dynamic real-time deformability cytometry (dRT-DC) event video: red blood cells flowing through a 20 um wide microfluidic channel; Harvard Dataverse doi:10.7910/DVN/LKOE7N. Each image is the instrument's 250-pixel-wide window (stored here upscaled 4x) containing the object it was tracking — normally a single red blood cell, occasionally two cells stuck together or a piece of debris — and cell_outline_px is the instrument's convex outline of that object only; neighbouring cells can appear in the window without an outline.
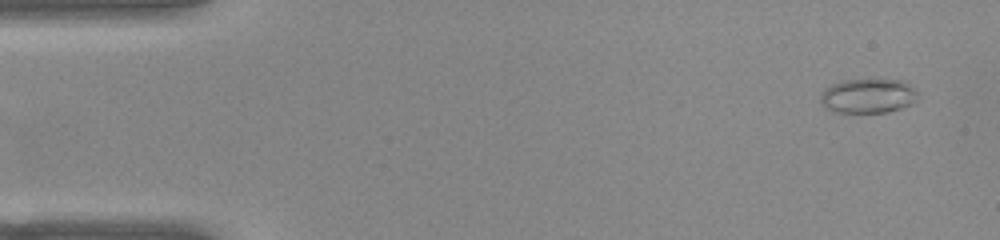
{"species": "common noctule bat (a hibernating species)", "species_latin": "Nyctalus noctula", "temperature_condition": "warm", "stored_images_in_passage": 52, "camera_frame_rate_fps": 3000, "um_per_image_px": 0.085, "animal": {"sex": "female", "body_mass_g": 22.0, "forearm_length_mm": 56.7}, "frame": {"image": 1, "passage_image": 3, "time_ms": 0.667, "image_size_px": [1000, 240], "cell_outline_px": [[916, 100], [912, 104], [888, 112], [836, 112], [824, 108], [820, 104], [820, 96], [824, 88], [832, 84], [844, 80], [872, 76], [904, 80], [912, 84], [916, 92]], "centroid_in_image_um": [73.79, 8.09], "position_along_channel_um": 11.2, "area_um2": 20.52}}
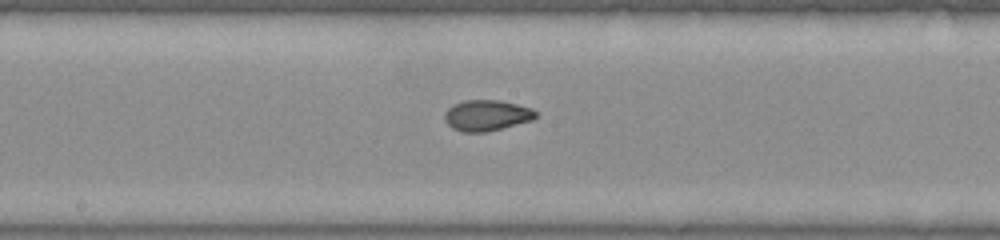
{"frame": {"image": 2, "passage_image": 27, "time_ms": 8.667, "image_size_px": [1000, 240], "cell_outline_px": [[536, 116], [532, 120], [484, 132], [460, 132], [452, 128], [444, 120], [444, 112], [452, 104], [464, 100], [500, 100], [532, 108], [536, 112]], "centroid_in_image_um": [41.32, 9.8], "position_along_channel_um": 206.9, "area_um2": 16.36}}
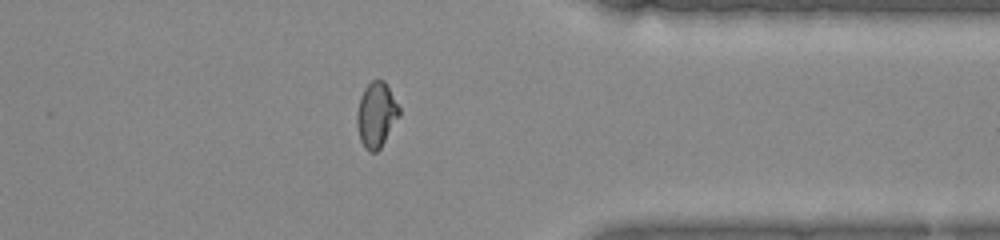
{"frame": {"image": 3, "passage_image": 41, "time_ms": 13.333, "image_size_px": [1000, 240], "cell_outline_px": [[400, 116], [380, 148], [376, 152], [368, 152], [364, 148], [360, 140], [356, 124], [356, 116], [360, 96], [364, 88], [372, 80], [384, 80], [400, 108]], "centroid_in_image_um": [31.97, 9.77], "position_along_channel_um": 379.4, "area_um2": 16.13}, "authors_computed_cell_mechanics": {"area_um2": 16.5886, "velocity_mm_per_s": 3.9207, "shape_relaxation_time_tau1_ms": null, "shape_relaxation_time_tau2_ms": 0.4304, "deformation_change_tau1": null, "deformation_change_tau2": 0.0382}}